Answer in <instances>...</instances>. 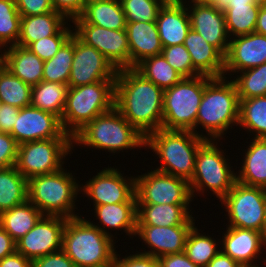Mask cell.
Masks as SVG:
<instances>
[{
  "label": "cell",
  "instance_id": "cell-1",
  "mask_svg": "<svg viewBox=\"0 0 266 267\" xmlns=\"http://www.w3.org/2000/svg\"><path fill=\"white\" fill-rule=\"evenodd\" d=\"M163 94L134 68L117 70L114 107L144 137L162 128Z\"/></svg>",
  "mask_w": 266,
  "mask_h": 267
},
{
  "label": "cell",
  "instance_id": "cell-2",
  "mask_svg": "<svg viewBox=\"0 0 266 267\" xmlns=\"http://www.w3.org/2000/svg\"><path fill=\"white\" fill-rule=\"evenodd\" d=\"M114 243L112 237L81 215L66 221L62 250L76 267H113L116 255Z\"/></svg>",
  "mask_w": 266,
  "mask_h": 267
},
{
  "label": "cell",
  "instance_id": "cell-3",
  "mask_svg": "<svg viewBox=\"0 0 266 267\" xmlns=\"http://www.w3.org/2000/svg\"><path fill=\"white\" fill-rule=\"evenodd\" d=\"M206 141L189 130L158 129L145 137V147L158 155L160 167L155 170L186 179L193 177L196 153Z\"/></svg>",
  "mask_w": 266,
  "mask_h": 267
},
{
  "label": "cell",
  "instance_id": "cell-4",
  "mask_svg": "<svg viewBox=\"0 0 266 267\" xmlns=\"http://www.w3.org/2000/svg\"><path fill=\"white\" fill-rule=\"evenodd\" d=\"M226 77H213L204 88L195 129L201 125L208 132L206 140H218L239 120V97L236 86ZM227 81V82H226ZM209 135V136H208Z\"/></svg>",
  "mask_w": 266,
  "mask_h": 267
},
{
  "label": "cell",
  "instance_id": "cell-5",
  "mask_svg": "<svg viewBox=\"0 0 266 267\" xmlns=\"http://www.w3.org/2000/svg\"><path fill=\"white\" fill-rule=\"evenodd\" d=\"M72 143L116 153L143 147L145 137L113 107L88 122L72 137Z\"/></svg>",
  "mask_w": 266,
  "mask_h": 267
},
{
  "label": "cell",
  "instance_id": "cell-6",
  "mask_svg": "<svg viewBox=\"0 0 266 267\" xmlns=\"http://www.w3.org/2000/svg\"><path fill=\"white\" fill-rule=\"evenodd\" d=\"M115 81L69 87L61 117L63 130L73 137L95 117L114 107Z\"/></svg>",
  "mask_w": 266,
  "mask_h": 267
},
{
  "label": "cell",
  "instance_id": "cell-7",
  "mask_svg": "<svg viewBox=\"0 0 266 267\" xmlns=\"http://www.w3.org/2000/svg\"><path fill=\"white\" fill-rule=\"evenodd\" d=\"M80 187L72 173L61 168L51 174L29 178L28 201L43 215L75 218L78 215L73 210H75V200Z\"/></svg>",
  "mask_w": 266,
  "mask_h": 267
},
{
  "label": "cell",
  "instance_id": "cell-8",
  "mask_svg": "<svg viewBox=\"0 0 266 267\" xmlns=\"http://www.w3.org/2000/svg\"><path fill=\"white\" fill-rule=\"evenodd\" d=\"M212 78L207 75L182 78L174 86L165 89L163 94L162 128L167 130H189L205 138L204 134H199L195 130V122L205 85Z\"/></svg>",
  "mask_w": 266,
  "mask_h": 267
},
{
  "label": "cell",
  "instance_id": "cell-9",
  "mask_svg": "<svg viewBox=\"0 0 266 267\" xmlns=\"http://www.w3.org/2000/svg\"><path fill=\"white\" fill-rule=\"evenodd\" d=\"M214 143V140H206L196 153L194 173L189 181L192 198L195 191L203 192L207 188L221 201L236 182V173L231 171L229 159H225L224 151Z\"/></svg>",
  "mask_w": 266,
  "mask_h": 267
},
{
  "label": "cell",
  "instance_id": "cell-10",
  "mask_svg": "<svg viewBox=\"0 0 266 267\" xmlns=\"http://www.w3.org/2000/svg\"><path fill=\"white\" fill-rule=\"evenodd\" d=\"M72 138H51L19 144L15 167L28 180L63 168V158L72 152Z\"/></svg>",
  "mask_w": 266,
  "mask_h": 267
},
{
  "label": "cell",
  "instance_id": "cell-11",
  "mask_svg": "<svg viewBox=\"0 0 266 267\" xmlns=\"http://www.w3.org/2000/svg\"><path fill=\"white\" fill-rule=\"evenodd\" d=\"M265 188L235 182L220 201L228 212V227L252 229L265 234Z\"/></svg>",
  "mask_w": 266,
  "mask_h": 267
},
{
  "label": "cell",
  "instance_id": "cell-12",
  "mask_svg": "<svg viewBox=\"0 0 266 267\" xmlns=\"http://www.w3.org/2000/svg\"><path fill=\"white\" fill-rule=\"evenodd\" d=\"M137 204L189 205L192 199L186 179L153 170L135 178Z\"/></svg>",
  "mask_w": 266,
  "mask_h": 267
},
{
  "label": "cell",
  "instance_id": "cell-13",
  "mask_svg": "<svg viewBox=\"0 0 266 267\" xmlns=\"http://www.w3.org/2000/svg\"><path fill=\"white\" fill-rule=\"evenodd\" d=\"M75 32L82 42L94 47L116 70L130 68V49L125 29L111 30L87 24L81 17L72 21Z\"/></svg>",
  "mask_w": 266,
  "mask_h": 267
},
{
  "label": "cell",
  "instance_id": "cell-14",
  "mask_svg": "<svg viewBox=\"0 0 266 267\" xmlns=\"http://www.w3.org/2000/svg\"><path fill=\"white\" fill-rule=\"evenodd\" d=\"M117 70L94 47L82 42L74 34V56L68 87L92 84L98 81H115Z\"/></svg>",
  "mask_w": 266,
  "mask_h": 267
},
{
  "label": "cell",
  "instance_id": "cell-15",
  "mask_svg": "<svg viewBox=\"0 0 266 267\" xmlns=\"http://www.w3.org/2000/svg\"><path fill=\"white\" fill-rule=\"evenodd\" d=\"M67 218L43 215L35 226L16 242V251L33 261L62 249Z\"/></svg>",
  "mask_w": 266,
  "mask_h": 267
},
{
  "label": "cell",
  "instance_id": "cell-16",
  "mask_svg": "<svg viewBox=\"0 0 266 267\" xmlns=\"http://www.w3.org/2000/svg\"><path fill=\"white\" fill-rule=\"evenodd\" d=\"M83 188V189H82ZM87 197L92 198L94 206L136 202L135 177H123L116 168H105L80 187Z\"/></svg>",
  "mask_w": 266,
  "mask_h": 267
},
{
  "label": "cell",
  "instance_id": "cell-17",
  "mask_svg": "<svg viewBox=\"0 0 266 267\" xmlns=\"http://www.w3.org/2000/svg\"><path fill=\"white\" fill-rule=\"evenodd\" d=\"M10 135L18 144L51 138H72L63 130L58 116L33 106L20 109Z\"/></svg>",
  "mask_w": 266,
  "mask_h": 267
},
{
  "label": "cell",
  "instance_id": "cell-18",
  "mask_svg": "<svg viewBox=\"0 0 266 267\" xmlns=\"http://www.w3.org/2000/svg\"><path fill=\"white\" fill-rule=\"evenodd\" d=\"M190 26L224 57L229 48V36L226 30L225 14L214 4H188Z\"/></svg>",
  "mask_w": 266,
  "mask_h": 267
},
{
  "label": "cell",
  "instance_id": "cell-19",
  "mask_svg": "<svg viewBox=\"0 0 266 267\" xmlns=\"http://www.w3.org/2000/svg\"><path fill=\"white\" fill-rule=\"evenodd\" d=\"M231 38L227 54L224 57V77L227 72L238 73L266 63L265 35L253 32Z\"/></svg>",
  "mask_w": 266,
  "mask_h": 267
},
{
  "label": "cell",
  "instance_id": "cell-20",
  "mask_svg": "<svg viewBox=\"0 0 266 267\" xmlns=\"http://www.w3.org/2000/svg\"><path fill=\"white\" fill-rule=\"evenodd\" d=\"M194 225L177 226H151L136 225L138 235L151 251L141 252L142 254L159 258L167 254L184 252V247L191 228Z\"/></svg>",
  "mask_w": 266,
  "mask_h": 267
},
{
  "label": "cell",
  "instance_id": "cell-21",
  "mask_svg": "<svg viewBox=\"0 0 266 267\" xmlns=\"http://www.w3.org/2000/svg\"><path fill=\"white\" fill-rule=\"evenodd\" d=\"M222 240L221 251L245 267H258L252 262L261 254L262 247H266L264 233L252 229L227 227Z\"/></svg>",
  "mask_w": 266,
  "mask_h": 267
},
{
  "label": "cell",
  "instance_id": "cell-22",
  "mask_svg": "<svg viewBox=\"0 0 266 267\" xmlns=\"http://www.w3.org/2000/svg\"><path fill=\"white\" fill-rule=\"evenodd\" d=\"M183 0L165 2L156 19L159 37L163 47L184 44L191 29L188 8Z\"/></svg>",
  "mask_w": 266,
  "mask_h": 267
},
{
  "label": "cell",
  "instance_id": "cell-23",
  "mask_svg": "<svg viewBox=\"0 0 266 267\" xmlns=\"http://www.w3.org/2000/svg\"><path fill=\"white\" fill-rule=\"evenodd\" d=\"M125 30L130 49V68L145 58L161 54L163 46L156 21L127 22Z\"/></svg>",
  "mask_w": 266,
  "mask_h": 267
},
{
  "label": "cell",
  "instance_id": "cell-24",
  "mask_svg": "<svg viewBox=\"0 0 266 267\" xmlns=\"http://www.w3.org/2000/svg\"><path fill=\"white\" fill-rule=\"evenodd\" d=\"M184 46L190 54L193 67L201 75L224 76V56L192 28L188 31Z\"/></svg>",
  "mask_w": 266,
  "mask_h": 267
},
{
  "label": "cell",
  "instance_id": "cell-25",
  "mask_svg": "<svg viewBox=\"0 0 266 267\" xmlns=\"http://www.w3.org/2000/svg\"><path fill=\"white\" fill-rule=\"evenodd\" d=\"M189 205L137 204V225L177 226L195 225Z\"/></svg>",
  "mask_w": 266,
  "mask_h": 267
},
{
  "label": "cell",
  "instance_id": "cell-26",
  "mask_svg": "<svg viewBox=\"0 0 266 267\" xmlns=\"http://www.w3.org/2000/svg\"><path fill=\"white\" fill-rule=\"evenodd\" d=\"M4 50V67L26 84L37 85L43 78L44 61L29 48L20 45Z\"/></svg>",
  "mask_w": 266,
  "mask_h": 267
},
{
  "label": "cell",
  "instance_id": "cell-27",
  "mask_svg": "<svg viewBox=\"0 0 266 267\" xmlns=\"http://www.w3.org/2000/svg\"><path fill=\"white\" fill-rule=\"evenodd\" d=\"M65 24H68L66 18L56 11L43 15L21 16L17 45L28 47L39 39L56 35Z\"/></svg>",
  "mask_w": 266,
  "mask_h": 267
},
{
  "label": "cell",
  "instance_id": "cell-28",
  "mask_svg": "<svg viewBox=\"0 0 266 267\" xmlns=\"http://www.w3.org/2000/svg\"><path fill=\"white\" fill-rule=\"evenodd\" d=\"M95 215L99 219L101 225H92L98 227L104 234L111 236L105 227H110V229H123L127 235L136 234V225H137V203L136 202H122L117 204H104L95 206Z\"/></svg>",
  "mask_w": 266,
  "mask_h": 267
},
{
  "label": "cell",
  "instance_id": "cell-29",
  "mask_svg": "<svg viewBox=\"0 0 266 267\" xmlns=\"http://www.w3.org/2000/svg\"><path fill=\"white\" fill-rule=\"evenodd\" d=\"M244 155V163L238 176L236 174V181L266 189V138L252 139Z\"/></svg>",
  "mask_w": 266,
  "mask_h": 267
},
{
  "label": "cell",
  "instance_id": "cell-30",
  "mask_svg": "<svg viewBox=\"0 0 266 267\" xmlns=\"http://www.w3.org/2000/svg\"><path fill=\"white\" fill-rule=\"evenodd\" d=\"M87 24L111 30L126 29V17L120 0L96 1L85 5L80 16Z\"/></svg>",
  "mask_w": 266,
  "mask_h": 267
},
{
  "label": "cell",
  "instance_id": "cell-31",
  "mask_svg": "<svg viewBox=\"0 0 266 267\" xmlns=\"http://www.w3.org/2000/svg\"><path fill=\"white\" fill-rule=\"evenodd\" d=\"M42 216L39 209L27 200L21 205L0 213V226L17 242Z\"/></svg>",
  "mask_w": 266,
  "mask_h": 267
},
{
  "label": "cell",
  "instance_id": "cell-32",
  "mask_svg": "<svg viewBox=\"0 0 266 267\" xmlns=\"http://www.w3.org/2000/svg\"><path fill=\"white\" fill-rule=\"evenodd\" d=\"M28 180L15 166L0 168V213L28 200Z\"/></svg>",
  "mask_w": 266,
  "mask_h": 267
},
{
  "label": "cell",
  "instance_id": "cell-33",
  "mask_svg": "<svg viewBox=\"0 0 266 267\" xmlns=\"http://www.w3.org/2000/svg\"><path fill=\"white\" fill-rule=\"evenodd\" d=\"M68 88L66 84L42 80L32 86L31 106L53 113L61 119Z\"/></svg>",
  "mask_w": 266,
  "mask_h": 267
},
{
  "label": "cell",
  "instance_id": "cell-34",
  "mask_svg": "<svg viewBox=\"0 0 266 267\" xmlns=\"http://www.w3.org/2000/svg\"><path fill=\"white\" fill-rule=\"evenodd\" d=\"M260 4H228L225 14L228 36H243L255 32ZM231 34V35H230Z\"/></svg>",
  "mask_w": 266,
  "mask_h": 267
},
{
  "label": "cell",
  "instance_id": "cell-35",
  "mask_svg": "<svg viewBox=\"0 0 266 267\" xmlns=\"http://www.w3.org/2000/svg\"><path fill=\"white\" fill-rule=\"evenodd\" d=\"M134 69L163 90L174 86L183 78L162 54L143 59Z\"/></svg>",
  "mask_w": 266,
  "mask_h": 267
},
{
  "label": "cell",
  "instance_id": "cell-36",
  "mask_svg": "<svg viewBox=\"0 0 266 267\" xmlns=\"http://www.w3.org/2000/svg\"><path fill=\"white\" fill-rule=\"evenodd\" d=\"M238 124L255 132L254 138H266V96L239 100Z\"/></svg>",
  "mask_w": 266,
  "mask_h": 267
},
{
  "label": "cell",
  "instance_id": "cell-37",
  "mask_svg": "<svg viewBox=\"0 0 266 267\" xmlns=\"http://www.w3.org/2000/svg\"><path fill=\"white\" fill-rule=\"evenodd\" d=\"M73 56L74 33L50 60L44 61L42 80L68 85Z\"/></svg>",
  "mask_w": 266,
  "mask_h": 267
},
{
  "label": "cell",
  "instance_id": "cell-38",
  "mask_svg": "<svg viewBox=\"0 0 266 267\" xmlns=\"http://www.w3.org/2000/svg\"><path fill=\"white\" fill-rule=\"evenodd\" d=\"M32 86L3 66L0 70V100L18 108L31 106Z\"/></svg>",
  "mask_w": 266,
  "mask_h": 267
},
{
  "label": "cell",
  "instance_id": "cell-39",
  "mask_svg": "<svg viewBox=\"0 0 266 267\" xmlns=\"http://www.w3.org/2000/svg\"><path fill=\"white\" fill-rule=\"evenodd\" d=\"M195 225L188 234L184 253L196 265L205 267L220 251L212 237L198 232Z\"/></svg>",
  "mask_w": 266,
  "mask_h": 267
},
{
  "label": "cell",
  "instance_id": "cell-40",
  "mask_svg": "<svg viewBox=\"0 0 266 267\" xmlns=\"http://www.w3.org/2000/svg\"><path fill=\"white\" fill-rule=\"evenodd\" d=\"M240 73V76L232 80L239 100L266 96V63Z\"/></svg>",
  "mask_w": 266,
  "mask_h": 267
},
{
  "label": "cell",
  "instance_id": "cell-41",
  "mask_svg": "<svg viewBox=\"0 0 266 267\" xmlns=\"http://www.w3.org/2000/svg\"><path fill=\"white\" fill-rule=\"evenodd\" d=\"M20 21L21 15L16 7V1L0 0V43L3 48L17 45Z\"/></svg>",
  "mask_w": 266,
  "mask_h": 267
},
{
  "label": "cell",
  "instance_id": "cell-42",
  "mask_svg": "<svg viewBox=\"0 0 266 267\" xmlns=\"http://www.w3.org/2000/svg\"><path fill=\"white\" fill-rule=\"evenodd\" d=\"M125 13L126 22L156 21L164 0H120Z\"/></svg>",
  "mask_w": 266,
  "mask_h": 267
},
{
  "label": "cell",
  "instance_id": "cell-43",
  "mask_svg": "<svg viewBox=\"0 0 266 267\" xmlns=\"http://www.w3.org/2000/svg\"><path fill=\"white\" fill-rule=\"evenodd\" d=\"M161 54L183 78L201 75L193 67L190 54L184 44L163 47Z\"/></svg>",
  "mask_w": 266,
  "mask_h": 267
},
{
  "label": "cell",
  "instance_id": "cell-44",
  "mask_svg": "<svg viewBox=\"0 0 266 267\" xmlns=\"http://www.w3.org/2000/svg\"><path fill=\"white\" fill-rule=\"evenodd\" d=\"M64 26L56 35L45 37L31 43L29 48L43 61L50 60L60 47L72 36L73 31Z\"/></svg>",
  "mask_w": 266,
  "mask_h": 267
},
{
  "label": "cell",
  "instance_id": "cell-45",
  "mask_svg": "<svg viewBox=\"0 0 266 267\" xmlns=\"http://www.w3.org/2000/svg\"><path fill=\"white\" fill-rule=\"evenodd\" d=\"M18 146L9 133L0 132V168L15 166Z\"/></svg>",
  "mask_w": 266,
  "mask_h": 267
},
{
  "label": "cell",
  "instance_id": "cell-46",
  "mask_svg": "<svg viewBox=\"0 0 266 267\" xmlns=\"http://www.w3.org/2000/svg\"><path fill=\"white\" fill-rule=\"evenodd\" d=\"M21 16L43 15L55 11L51 0H15Z\"/></svg>",
  "mask_w": 266,
  "mask_h": 267
},
{
  "label": "cell",
  "instance_id": "cell-47",
  "mask_svg": "<svg viewBox=\"0 0 266 267\" xmlns=\"http://www.w3.org/2000/svg\"><path fill=\"white\" fill-rule=\"evenodd\" d=\"M113 267H160L158 258L142 253L118 258L115 255Z\"/></svg>",
  "mask_w": 266,
  "mask_h": 267
},
{
  "label": "cell",
  "instance_id": "cell-48",
  "mask_svg": "<svg viewBox=\"0 0 266 267\" xmlns=\"http://www.w3.org/2000/svg\"><path fill=\"white\" fill-rule=\"evenodd\" d=\"M56 12L62 14L70 21L78 18L84 11L85 5L83 0H51Z\"/></svg>",
  "mask_w": 266,
  "mask_h": 267
},
{
  "label": "cell",
  "instance_id": "cell-49",
  "mask_svg": "<svg viewBox=\"0 0 266 267\" xmlns=\"http://www.w3.org/2000/svg\"><path fill=\"white\" fill-rule=\"evenodd\" d=\"M32 267H76L61 249L32 261Z\"/></svg>",
  "mask_w": 266,
  "mask_h": 267
},
{
  "label": "cell",
  "instance_id": "cell-50",
  "mask_svg": "<svg viewBox=\"0 0 266 267\" xmlns=\"http://www.w3.org/2000/svg\"><path fill=\"white\" fill-rule=\"evenodd\" d=\"M20 108L2 104L0 109V132L11 133L16 121V117L19 115Z\"/></svg>",
  "mask_w": 266,
  "mask_h": 267
},
{
  "label": "cell",
  "instance_id": "cell-51",
  "mask_svg": "<svg viewBox=\"0 0 266 267\" xmlns=\"http://www.w3.org/2000/svg\"><path fill=\"white\" fill-rule=\"evenodd\" d=\"M158 260L160 267H200L193 263L184 252L163 255Z\"/></svg>",
  "mask_w": 266,
  "mask_h": 267
},
{
  "label": "cell",
  "instance_id": "cell-52",
  "mask_svg": "<svg viewBox=\"0 0 266 267\" xmlns=\"http://www.w3.org/2000/svg\"><path fill=\"white\" fill-rule=\"evenodd\" d=\"M0 267H32V261L15 251L0 260Z\"/></svg>",
  "mask_w": 266,
  "mask_h": 267
},
{
  "label": "cell",
  "instance_id": "cell-53",
  "mask_svg": "<svg viewBox=\"0 0 266 267\" xmlns=\"http://www.w3.org/2000/svg\"><path fill=\"white\" fill-rule=\"evenodd\" d=\"M16 251V242L0 226V260Z\"/></svg>",
  "mask_w": 266,
  "mask_h": 267
},
{
  "label": "cell",
  "instance_id": "cell-54",
  "mask_svg": "<svg viewBox=\"0 0 266 267\" xmlns=\"http://www.w3.org/2000/svg\"><path fill=\"white\" fill-rule=\"evenodd\" d=\"M205 267H242L238 262L220 251Z\"/></svg>",
  "mask_w": 266,
  "mask_h": 267
},
{
  "label": "cell",
  "instance_id": "cell-55",
  "mask_svg": "<svg viewBox=\"0 0 266 267\" xmlns=\"http://www.w3.org/2000/svg\"><path fill=\"white\" fill-rule=\"evenodd\" d=\"M255 32L266 36V5L260 6Z\"/></svg>",
  "mask_w": 266,
  "mask_h": 267
},
{
  "label": "cell",
  "instance_id": "cell-56",
  "mask_svg": "<svg viewBox=\"0 0 266 267\" xmlns=\"http://www.w3.org/2000/svg\"><path fill=\"white\" fill-rule=\"evenodd\" d=\"M253 0H216L214 5L221 11H224L228 4H248L251 3Z\"/></svg>",
  "mask_w": 266,
  "mask_h": 267
},
{
  "label": "cell",
  "instance_id": "cell-57",
  "mask_svg": "<svg viewBox=\"0 0 266 267\" xmlns=\"http://www.w3.org/2000/svg\"><path fill=\"white\" fill-rule=\"evenodd\" d=\"M216 0H191V3H197V4H214Z\"/></svg>",
  "mask_w": 266,
  "mask_h": 267
},
{
  "label": "cell",
  "instance_id": "cell-58",
  "mask_svg": "<svg viewBox=\"0 0 266 267\" xmlns=\"http://www.w3.org/2000/svg\"><path fill=\"white\" fill-rule=\"evenodd\" d=\"M264 215H265V236H266V189H265V200H264Z\"/></svg>",
  "mask_w": 266,
  "mask_h": 267
},
{
  "label": "cell",
  "instance_id": "cell-59",
  "mask_svg": "<svg viewBox=\"0 0 266 267\" xmlns=\"http://www.w3.org/2000/svg\"><path fill=\"white\" fill-rule=\"evenodd\" d=\"M4 66V55L3 53L0 54V70L3 68Z\"/></svg>",
  "mask_w": 266,
  "mask_h": 267
},
{
  "label": "cell",
  "instance_id": "cell-60",
  "mask_svg": "<svg viewBox=\"0 0 266 267\" xmlns=\"http://www.w3.org/2000/svg\"><path fill=\"white\" fill-rule=\"evenodd\" d=\"M96 1H108V0H83V3L84 5H87L88 3L96 2Z\"/></svg>",
  "mask_w": 266,
  "mask_h": 267
},
{
  "label": "cell",
  "instance_id": "cell-61",
  "mask_svg": "<svg viewBox=\"0 0 266 267\" xmlns=\"http://www.w3.org/2000/svg\"><path fill=\"white\" fill-rule=\"evenodd\" d=\"M255 1L257 4H260V5H266V0H253Z\"/></svg>",
  "mask_w": 266,
  "mask_h": 267
}]
</instances>
